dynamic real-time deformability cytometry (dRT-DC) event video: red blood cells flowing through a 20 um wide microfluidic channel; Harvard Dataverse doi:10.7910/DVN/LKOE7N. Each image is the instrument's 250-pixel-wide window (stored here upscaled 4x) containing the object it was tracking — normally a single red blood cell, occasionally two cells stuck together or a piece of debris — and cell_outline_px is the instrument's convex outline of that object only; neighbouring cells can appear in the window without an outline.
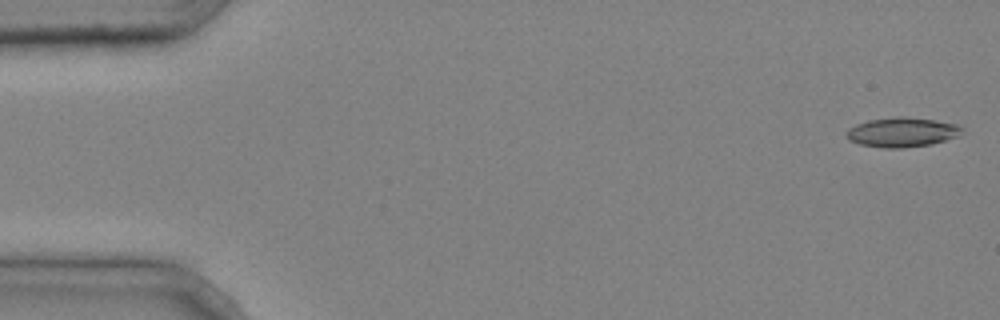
{"species": "common noctule bat (a hibernating species)", "species_latin": "Nyctalus noctula", "temperature_condition": "cold", "stored_images_in_passage": 5, "camera_frame_rate_fps": 3000, "um_per_image_px": 0.085, "animal": {"sex": "male", "body_mass_g": 20.4}, "frame": {"image": 1, "passage_image": 1, "time_ms": 0.0, "image_size_px": [1000, 320], "cell_outline_px": [[964, 128], [960, 136], [932, 144], [900, 148], [884, 148], [860, 144], [848, 140], [844, 132], [848, 128], [856, 124], [868, 120], [896, 116], [900, 116], [932, 120], [956, 124]], "centroid_in_image_um": [76.65, 11.24], "position_along_channel_um": 8.3, "area_um2": 20.0}}
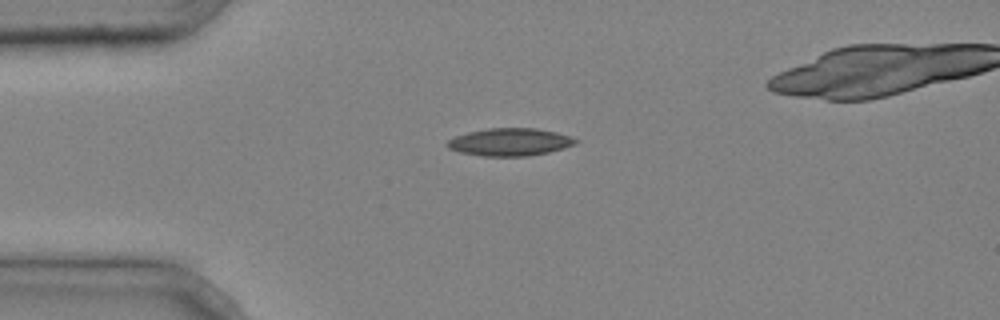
{"frame": {"image": 2, "passage_image": 4, "time_ms": 1.0, "image_size_px": [1000, 320], "cell_outline_px": [[580, 140], [576, 144], [564, 148], [548, 152], [528, 156], [480, 156], [460, 152], [448, 148], [444, 144], [448, 140], [456, 136], [468, 132], [488, 128], [536, 128], [556, 132]], "centroid_in_image_um": [43.33, 12.07], "position_along_channel_um": 41.7, "area_um2": 20.69}}